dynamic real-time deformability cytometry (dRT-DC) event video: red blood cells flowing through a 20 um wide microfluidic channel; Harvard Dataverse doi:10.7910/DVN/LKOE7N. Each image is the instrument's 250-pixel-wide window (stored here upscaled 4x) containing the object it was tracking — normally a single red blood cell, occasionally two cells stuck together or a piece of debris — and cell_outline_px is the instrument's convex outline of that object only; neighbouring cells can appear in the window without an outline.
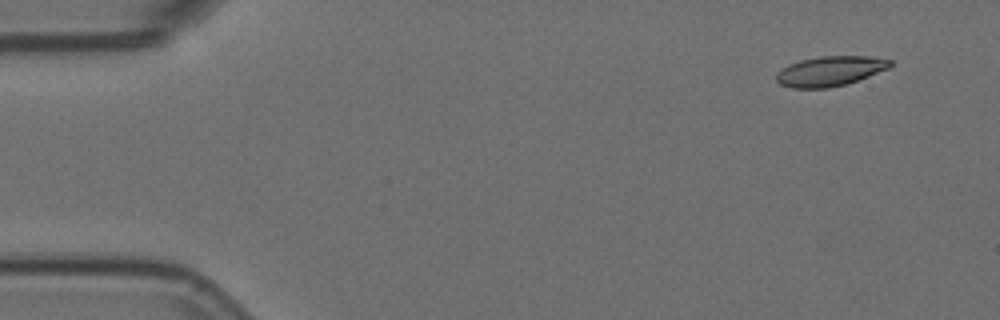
{"species": "Egyptian fruit bat (a non-hibernating species)", "species_latin": "Rousettus aegyptiacus", "temperature_condition": "room temperature", "stored_images_in_passage": 4, "camera_frame_rate_fps": 3000, "um_per_image_px": 0.085, "animal": {"sex": "female"}, "frame": {"image": 1, "passage_image": 1, "time_ms": 0.0, "image_size_px": [1000, 320], "cell_outline_px": [[892, 64], [888, 68], [848, 84], [828, 88], [792, 88], [780, 84], [776, 80], [776, 72], [788, 64], [800, 60], [820, 56], [868, 56], [892, 60]], "centroid_in_image_um": [70.52, 6.04], "position_along_channel_um": 14.5, "area_um2": 19.88}}
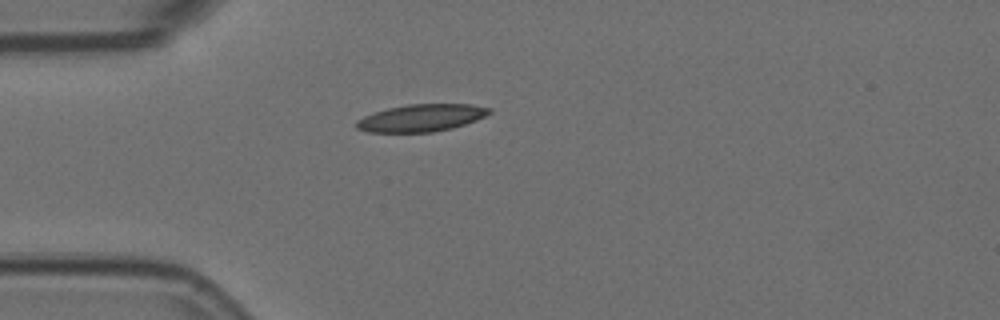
{"frame": {"image": 2, "passage_image": 4, "time_ms": 1.0, "image_size_px": [1000, 320], "cell_outline_px": [[492, 112], [476, 120], [452, 128], [432, 132], [368, 132], [356, 128], [356, 120], [364, 116], [388, 108], [408, 104], [472, 104], [492, 108]], "centroid_in_image_um": [35.82, 10.02], "position_along_channel_um": 49.2, "area_um2": 21.04}}